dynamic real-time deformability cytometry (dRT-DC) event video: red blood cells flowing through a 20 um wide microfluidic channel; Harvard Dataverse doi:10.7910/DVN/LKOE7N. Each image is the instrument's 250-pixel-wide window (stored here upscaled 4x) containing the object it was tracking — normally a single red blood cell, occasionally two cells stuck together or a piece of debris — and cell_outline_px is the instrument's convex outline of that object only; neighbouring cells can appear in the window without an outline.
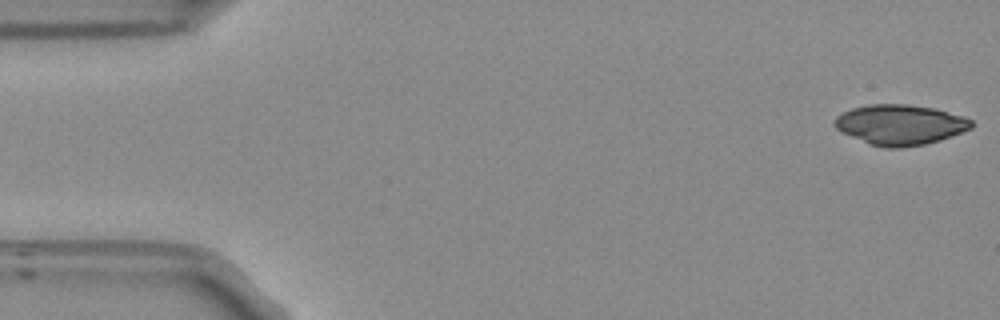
{"species": "Egyptian fruit bat (a non-hibernating species)", "species_latin": "Rousettus aegyptiacus", "temperature_condition": "room temperature", "stored_images_in_passage": 52, "camera_frame_rate_fps": 3000, "um_per_image_px": 0.085, "frame": {"image": 1, "passage_image": 1, "time_ms": 0.0, "image_size_px": [1000, 320], "cell_outline_px": [[972, 128], [940, 140], [924, 144], [900, 148], [884, 148], [868, 144], [840, 132], [832, 124], [832, 120], [836, 116], [852, 108], [868, 104], [908, 104], [932, 108], [964, 116], [972, 120]], "centroid_in_image_um": [76.46, 10.6], "position_along_channel_um": 8.5, "area_um2": 32.25}}
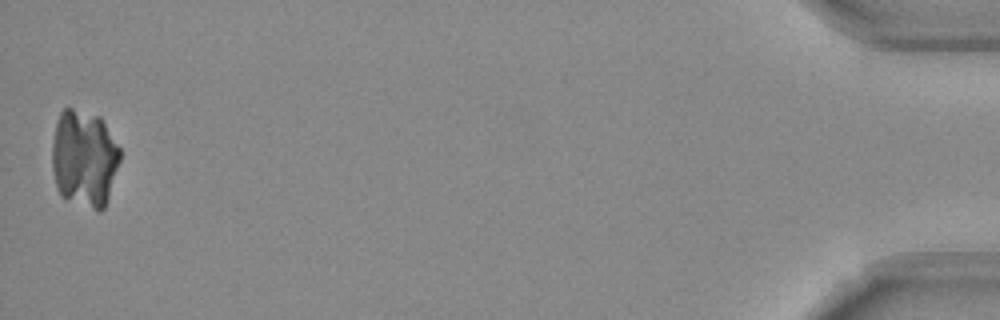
{"frame": {"image": 2, "passage_image": 52, "time_ms": 17.0, "image_size_px": [1000, 320], "cell_outline_px": [[120, 160], [104, 208], [100, 212], [60, 196], [56, 188], [52, 168], [52, 144], [56, 120], [60, 112], [64, 108], [72, 108], [100, 116], [120, 148]], "centroid_in_image_um": [7.13, 13.45], "position_along_channel_um": 428.1, "area_um2": 38.67}}